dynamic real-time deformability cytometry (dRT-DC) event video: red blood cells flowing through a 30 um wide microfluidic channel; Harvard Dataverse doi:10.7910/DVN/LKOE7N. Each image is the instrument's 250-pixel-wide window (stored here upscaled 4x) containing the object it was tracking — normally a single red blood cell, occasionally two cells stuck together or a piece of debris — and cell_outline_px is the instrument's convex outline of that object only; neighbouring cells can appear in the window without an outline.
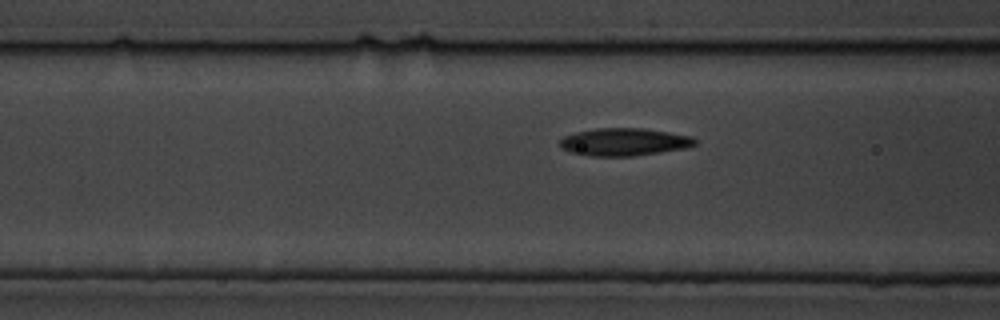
{"species": "common noctule bat (a hibernating species)", "species_latin": "Nyctalus noctula", "temperature_condition": "cold", "stored_images_in_passage": 21, "camera_frame_rate_fps": 3000, "um_per_image_px": 0.085, "animal": {"sex": "male", "body_mass_g": 19.5, "forearm_length_mm": 54.6}, "frame": {"image": 1, "passage_image": 19, "time_ms": 6.0, "image_size_px": [1000, 320], "cell_outline_px": [[696, 144], [688, 148], [632, 156], [592, 156], [572, 152], [560, 148], [560, 140], [564, 136], [576, 132], [596, 128], [644, 128], [692, 136], [696, 140]], "centroid_in_image_um": [53.07, 12.06], "position_along_channel_um": 113.5, "area_um2": 21.73}}